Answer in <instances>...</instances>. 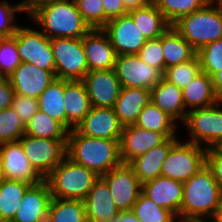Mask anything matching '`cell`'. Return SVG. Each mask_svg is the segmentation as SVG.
Segmentation results:
<instances>
[{
	"label": "cell",
	"mask_w": 222,
	"mask_h": 222,
	"mask_svg": "<svg viewBox=\"0 0 222 222\" xmlns=\"http://www.w3.org/2000/svg\"><path fill=\"white\" fill-rule=\"evenodd\" d=\"M83 47L89 71L115 68L117 54L102 29H91L83 36Z\"/></svg>",
	"instance_id": "ffe728a7"
},
{
	"label": "cell",
	"mask_w": 222,
	"mask_h": 222,
	"mask_svg": "<svg viewBox=\"0 0 222 222\" xmlns=\"http://www.w3.org/2000/svg\"><path fill=\"white\" fill-rule=\"evenodd\" d=\"M3 173H2V165H1V158H0V181L3 179Z\"/></svg>",
	"instance_id": "11a10c76"
},
{
	"label": "cell",
	"mask_w": 222,
	"mask_h": 222,
	"mask_svg": "<svg viewBox=\"0 0 222 222\" xmlns=\"http://www.w3.org/2000/svg\"><path fill=\"white\" fill-rule=\"evenodd\" d=\"M25 129L26 125L11 107L0 111V144L19 141Z\"/></svg>",
	"instance_id": "74e56055"
},
{
	"label": "cell",
	"mask_w": 222,
	"mask_h": 222,
	"mask_svg": "<svg viewBox=\"0 0 222 222\" xmlns=\"http://www.w3.org/2000/svg\"><path fill=\"white\" fill-rule=\"evenodd\" d=\"M21 63L17 41L12 37L0 39V77H8Z\"/></svg>",
	"instance_id": "ab89813d"
},
{
	"label": "cell",
	"mask_w": 222,
	"mask_h": 222,
	"mask_svg": "<svg viewBox=\"0 0 222 222\" xmlns=\"http://www.w3.org/2000/svg\"><path fill=\"white\" fill-rule=\"evenodd\" d=\"M114 222H141L132 212L129 211H120L118 216L114 219Z\"/></svg>",
	"instance_id": "816d5d0a"
},
{
	"label": "cell",
	"mask_w": 222,
	"mask_h": 222,
	"mask_svg": "<svg viewBox=\"0 0 222 222\" xmlns=\"http://www.w3.org/2000/svg\"><path fill=\"white\" fill-rule=\"evenodd\" d=\"M179 222H215L212 218H202V219H187Z\"/></svg>",
	"instance_id": "db71d44e"
},
{
	"label": "cell",
	"mask_w": 222,
	"mask_h": 222,
	"mask_svg": "<svg viewBox=\"0 0 222 222\" xmlns=\"http://www.w3.org/2000/svg\"><path fill=\"white\" fill-rule=\"evenodd\" d=\"M56 79L83 80L89 71L82 38H51Z\"/></svg>",
	"instance_id": "ba28073f"
},
{
	"label": "cell",
	"mask_w": 222,
	"mask_h": 222,
	"mask_svg": "<svg viewBox=\"0 0 222 222\" xmlns=\"http://www.w3.org/2000/svg\"><path fill=\"white\" fill-rule=\"evenodd\" d=\"M128 14L131 16L146 40L159 38L171 27L163 13L153 2L145 7L130 10L128 11Z\"/></svg>",
	"instance_id": "83f0119b"
},
{
	"label": "cell",
	"mask_w": 222,
	"mask_h": 222,
	"mask_svg": "<svg viewBox=\"0 0 222 222\" xmlns=\"http://www.w3.org/2000/svg\"><path fill=\"white\" fill-rule=\"evenodd\" d=\"M151 101V90L138 87H122L114 105L121 124L134 125L142 109Z\"/></svg>",
	"instance_id": "484cf974"
},
{
	"label": "cell",
	"mask_w": 222,
	"mask_h": 222,
	"mask_svg": "<svg viewBox=\"0 0 222 222\" xmlns=\"http://www.w3.org/2000/svg\"><path fill=\"white\" fill-rule=\"evenodd\" d=\"M173 26L198 52L207 44L222 38V5L209 1Z\"/></svg>",
	"instance_id": "277c9868"
},
{
	"label": "cell",
	"mask_w": 222,
	"mask_h": 222,
	"mask_svg": "<svg viewBox=\"0 0 222 222\" xmlns=\"http://www.w3.org/2000/svg\"><path fill=\"white\" fill-rule=\"evenodd\" d=\"M165 69L193 59L197 51L171 26L160 36Z\"/></svg>",
	"instance_id": "f1b7e54d"
},
{
	"label": "cell",
	"mask_w": 222,
	"mask_h": 222,
	"mask_svg": "<svg viewBox=\"0 0 222 222\" xmlns=\"http://www.w3.org/2000/svg\"><path fill=\"white\" fill-rule=\"evenodd\" d=\"M25 134L37 138L67 140L68 131L58 121L38 110L26 125Z\"/></svg>",
	"instance_id": "836d02e7"
},
{
	"label": "cell",
	"mask_w": 222,
	"mask_h": 222,
	"mask_svg": "<svg viewBox=\"0 0 222 222\" xmlns=\"http://www.w3.org/2000/svg\"><path fill=\"white\" fill-rule=\"evenodd\" d=\"M77 10L91 29L104 27V9L102 0H74Z\"/></svg>",
	"instance_id": "60d3db41"
},
{
	"label": "cell",
	"mask_w": 222,
	"mask_h": 222,
	"mask_svg": "<svg viewBox=\"0 0 222 222\" xmlns=\"http://www.w3.org/2000/svg\"><path fill=\"white\" fill-rule=\"evenodd\" d=\"M14 93L38 99L56 79L55 71H48L28 62L20 65L8 76Z\"/></svg>",
	"instance_id": "2e32d148"
},
{
	"label": "cell",
	"mask_w": 222,
	"mask_h": 222,
	"mask_svg": "<svg viewBox=\"0 0 222 222\" xmlns=\"http://www.w3.org/2000/svg\"><path fill=\"white\" fill-rule=\"evenodd\" d=\"M87 222H98V221H87ZM108 222H114V220L113 221H108Z\"/></svg>",
	"instance_id": "6f0895ef"
},
{
	"label": "cell",
	"mask_w": 222,
	"mask_h": 222,
	"mask_svg": "<svg viewBox=\"0 0 222 222\" xmlns=\"http://www.w3.org/2000/svg\"><path fill=\"white\" fill-rule=\"evenodd\" d=\"M179 140V137L167 138L162 144L142 154L128 164L134 170L141 184L161 176L162 164L165 161L170 148Z\"/></svg>",
	"instance_id": "cb8c5ba5"
},
{
	"label": "cell",
	"mask_w": 222,
	"mask_h": 222,
	"mask_svg": "<svg viewBox=\"0 0 222 222\" xmlns=\"http://www.w3.org/2000/svg\"><path fill=\"white\" fill-rule=\"evenodd\" d=\"M221 194L211 170L205 165L183 183V201L179 221L213 218Z\"/></svg>",
	"instance_id": "3957f363"
},
{
	"label": "cell",
	"mask_w": 222,
	"mask_h": 222,
	"mask_svg": "<svg viewBox=\"0 0 222 222\" xmlns=\"http://www.w3.org/2000/svg\"><path fill=\"white\" fill-rule=\"evenodd\" d=\"M131 210L141 222H179L170 210L158 206L142 192Z\"/></svg>",
	"instance_id": "d590c367"
},
{
	"label": "cell",
	"mask_w": 222,
	"mask_h": 222,
	"mask_svg": "<svg viewBox=\"0 0 222 222\" xmlns=\"http://www.w3.org/2000/svg\"><path fill=\"white\" fill-rule=\"evenodd\" d=\"M39 110L65 128L64 80L55 79L39 96Z\"/></svg>",
	"instance_id": "1f68e13d"
},
{
	"label": "cell",
	"mask_w": 222,
	"mask_h": 222,
	"mask_svg": "<svg viewBox=\"0 0 222 222\" xmlns=\"http://www.w3.org/2000/svg\"><path fill=\"white\" fill-rule=\"evenodd\" d=\"M0 158L5 179L23 181L31 185L44 179L24 154L20 141L0 144Z\"/></svg>",
	"instance_id": "5bb4252c"
},
{
	"label": "cell",
	"mask_w": 222,
	"mask_h": 222,
	"mask_svg": "<svg viewBox=\"0 0 222 222\" xmlns=\"http://www.w3.org/2000/svg\"><path fill=\"white\" fill-rule=\"evenodd\" d=\"M65 129L76 128L91 109L83 80H64Z\"/></svg>",
	"instance_id": "603a6c76"
},
{
	"label": "cell",
	"mask_w": 222,
	"mask_h": 222,
	"mask_svg": "<svg viewBox=\"0 0 222 222\" xmlns=\"http://www.w3.org/2000/svg\"><path fill=\"white\" fill-rule=\"evenodd\" d=\"M167 137L160 132L148 131L135 125L125 126L120 138V155L123 163L162 144Z\"/></svg>",
	"instance_id": "d6986e66"
},
{
	"label": "cell",
	"mask_w": 222,
	"mask_h": 222,
	"mask_svg": "<svg viewBox=\"0 0 222 222\" xmlns=\"http://www.w3.org/2000/svg\"><path fill=\"white\" fill-rule=\"evenodd\" d=\"M22 14L20 5L10 3L8 0H0V37H12L19 26L16 15Z\"/></svg>",
	"instance_id": "b9f144b4"
},
{
	"label": "cell",
	"mask_w": 222,
	"mask_h": 222,
	"mask_svg": "<svg viewBox=\"0 0 222 222\" xmlns=\"http://www.w3.org/2000/svg\"><path fill=\"white\" fill-rule=\"evenodd\" d=\"M19 25L13 37L17 41V51L21 62H28L37 67L55 71V60L51 47V39L48 38L36 26Z\"/></svg>",
	"instance_id": "9c48e42d"
},
{
	"label": "cell",
	"mask_w": 222,
	"mask_h": 222,
	"mask_svg": "<svg viewBox=\"0 0 222 222\" xmlns=\"http://www.w3.org/2000/svg\"><path fill=\"white\" fill-rule=\"evenodd\" d=\"M201 71L198 55L189 61L177 64L165 69L163 78L169 83L175 84L183 89L187 86Z\"/></svg>",
	"instance_id": "8d00e7d4"
},
{
	"label": "cell",
	"mask_w": 222,
	"mask_h": 222,
	"mask_svg": "<svg viewBox=\"0 0 222 222\" xmlns=\"http://www.w3.org/2000/svg\"><path fill=\"white\" fill-rule=\"evenodd\" d=\"M66 156L102 176L121 165L120 141L80 134L75 128L68 132Z\"/></svg>",
	"instance_id": "6da1fadb"
},
{
	"label": "cell",
	"mask_w": 222,
	"mask_h": 222,
	"mask_svg": "<svg viewBox=\"0 0 222 222\" xmlns=\"http://www.w3.org/2000/svg\"><path fill=\"white\" fill-rule=\"evenodd\" d=\"M29 18V19H28ZM48 38H82L90 30L74 0H53L27 16Z\"/></svg>",
	"instance_id": "7a4b0ae2"
},
{
	"label": "cell",
	"mask_w": 222,
	"mask_h": 222,
	"mask_svg": "<svg viewBox=\"0 0 222 222\" xmlns=\"http://www.w3.org/2000/svg\"><path fill=\"white\" fill-rule=\"evenodd\" d=\"M53 0H22L19 1V5L23 13L27 16L34 11L37 7L41 6L42 4L52 2Z\"/></svg>",
	"instance_id": "c3c4849f"
},
{
	"label": "cell",
	"mask_w": 222,
	"mask_h": 222,
	"mask_svg": "<svg viewBox=\"0 0 222 222\" xmlns=\"http://www.w3.org/2000/svg\"><path fill=\"white\" fill-rule=\"evenodd\" d=\"M153 2V0H123L124 7L127 11L145 7Z\"/></svg>",
	"instance_id": "f907efd6"
},
{
	"label": "cell",
	"mask_w": 222,
	"mask_h": 222,
	"mask_svg": "<svg viewBox=\"0 0 222 222\" xmlns=\"http://www.w3.org/2000/svg\"><path fill=\"white\" fill-rule=\"evenodd\" d=\"M151 102L176 123H184L188 111L184 106L182 89L175 84L163 78L151 89Z\"/></svg>",
	"instance_id": "d4e9b609"
},
{
	"label": "cell",
	"mask_w": 222,
	"mask_h": 222,
	"mask_svg": "<svg viewBox=\"0 0 222 222\" xmlns=\"http://www.w3.org/2000/svg\"><path fill=\"white\" fill-rule=\"evenodd\" d=\"M210 1H213V2H215V3H219V4L222 5V0H210Z\"/></svg>",
	"instance_id": "9f6ffc18"
},
{
	"label": "cell",
	"mask_w": 222,
	"mask_h": 222,
	"mask_svg": "<svg viewBox=\"0 0 222 222\" xmlns=\"http://www.w3.org/2000/svg\"><path fill=\"white\" fill-rule=\"evenodd\" d=\"M115 73L122 87L151 90L163 79V72L142 61L137 54L117 55Z\"/></svg>",
	"instance_id": "7c38bea8"
},
{
	"label": "cell",
	"mask_w": 222,
	"mask_h": 222,
	"mask_svg": "<svg viewBox=\"0 0 222 222\" xmlns=\"http://www.w3.org/2000/svg\"><path fill=\"white\" fill-rule=\"evenodd\" d=\"M31 184L3 178L0 181V222H11Z\"/></svg>",
	"instance_id": "4dcf8cb0"
},
{
	"label": "cell",
	"mask_w": 222,
	"mask_h": 222,
	"mask_svg": "<svg viewBox=\"0 0 222 222\" xmlns=\"http://www.w3.org/2000/svg\"><path fill=\"white\" fill-rule=\"evenodd\" d=\"M206 166L211 170L222 193V151L219 148L207 149Z\"/></svg>",
	"instance_id": "f6af8a7d"
},
{
	"label": "cell",
	"mask_w": 222,
	"mask_h": 222,
	"mask_svg": "<svg viewBox=\"0 0 222 222\" xmlns=\"http://www.w3.org/2000/svg\"><path fill=\"white\" fill-rule=\"evenodd\" d=\"M102 30L117 55L137 54L147 41L129 14L110 19Z\"/></svg>",
	"instance_id": "4fadbf2b"
},
{
	"label": "cell",
	"mask_w": 222,
	"mask_h": 222,
	"mask_svg": "<svg viewBox=\"0 0 222 222\" xmlns=\"http://www.w3.org/2000/svg\"><path fill=\"white\" fill-rule=\"evenodd\" d=\"M189 138L185 141L199 144L205 149L222 146V101L187 112L182 124Z\"/></svg>",
	"instance_id": "8992f818"
},
{
	"label": "cell",
	"mask_w": 222,
	"mask_h": 222,
	"mask_svg": "<svg viewBox=\"0 0 222 222\" xmlns=\"http://www.w3.org/2000/svg\"><path fill=\"white\" fill-rule=\"evenodd\" d=\"M14 90L8 77H0V111L11 107Z\"/></svg>",
	"instance_id": "7dc6e473"
},
{
	"label": "cell",
	"mask_w": 222,
	"mask_h": 222,
	"mask_svg": "<svg viewBox=\"0 0 222 222\" xmlns=\"http://www.w3.org/2000/svg\"><path fill=\"white\" fill-rule=\"evenodd\" d=\"M138 57L147 65L165 71L164 55L160 37L152 40H147L137 53Z\"/></svg>",
	"instance_id": "7bdbcfd3"
},
{
	"label": "cell",
	"mask_w": 222,
	"mask_h": 222,
	"mask_svg": "<svg viewBox=\"0 0 222 222\" xmlns=\"http://www.w3.org/2000/svg\"><path fill=\"white\" fill-rule=\"evenodd\" d=\"M213 87L219 101H222V68L213 77Z\"/></svg>",
	"instance_id": "681fc988"
},
{
	"label": "cell",
	"mask_w": 222,
	"mask_h": 222,
	"mask_svg": "<svg viewBox=\"0 0 222 222\" xmlns=\"http://www.w3.org/2000/svg\"><path fill=\"white\" fill-rule=\"evenodd\" d=\"M184 106L187 111L210 107L219 102L212 77L200 71L196 77L182 89Z\"/></svg>",
	"instance_id": "4316f807"
},
{
	"label": "cell",
	"mask_w": 222,
	"mask_h": 222,
	"mask_svg": "<svg viewBox=\"0 0 222 222\" xmlns=\"http://www.w3.org/2000/svg\"><path fill=\"white\" fill-rule=\"evenodd\" d=\"M11 108L19 116L22 122L27 125L30 119L39 110L38 99L14 94Z\"/></svg>",
	"instance_id": "ee69618b"
},
{
	"label": "cell",
	"mask_w": 222,
	"mask_h": 222,
	"mask_svg": "<svg viewBox=\"0 0 222 222\" xmlns=\"http://www.w3.org/2000/svg\"><path fill=\"white\" fill-rule=\"evenodd\" d=\"M102 5L104 9V26L110 19L128 14L123 0H102Z\"/></svg>",
	"instance_id": "bcb514c9"
},
{
	"label": "cell",
	"mask_w": 222,
	"mask_h": 222,
	"mask_svg": "<svg viewBox=\"0 0 222 222\" xmlns=\"http://www.w3.org/2000/svg\"><path fill=\"white\" fill-rule=\"evenodd\" d=\"M134 125L148 131L163 133L167 138L179 136V124L151 101L142 109Z\"/></svg>",
	"instance_id": "f546056e"
},
{
	"label": "cell",
	"mask_w": 222,
	"mask_h": 222,
	"mask_svg": "<svg viewBox=\"0 0 222 222\" xmlns=\"http://www.w3.org/2000/svg\"><path fill=\"white\" fill-rule=\"evenodd\" d=\"M87 221H113L119 214L106 181L99 176L83 200Z\"/></svg>",
	"instance_id": "7402d4cb"
},
{
	"label": "cell",
	"mask_w": 222,
	"mask_h": 222,
	"mask_svg": "<svg viewBox=\"0 0 222 222\" xmlns=\"http://www.w3.org/2000/svg\"><path fill=\"white\" fill-rule=\"evenodd\" d=\"M48 222H87L85 205L82 200L59 199L52 197Z\"/></svg>",
	"instance_id": "d6a6232c"
},
{
	"label": "cell",
	"mask_w": 222,
	"mask_h": 222,
	"mask_svg": "<svg viewBox=\"0 0 222 222\" xmlns=\"http://www.w3.org/2000/svg\"><path fill=\"white\" fill-rule=\"evenodd\" d=\"M206 151L199 144L179 139L162 164L161 176L184 183L206 165Z\"/></svg>",
	"instance_id": "52a82bcc"
},
{
	"label": "cell",
	"mask_w": 222,
	"mask_h": 222,
	"mask_svg": "<svg viewBox=\"0 0 222 222\" xmlns=\"http://www.w3.org/2000/svg\"><path fill=\"white\" fill-rule=\"evenodd\" d=\"M107 183L110 194L119 211H129L134 206L142 184L128 163H122L101 176Z\"/></svg>",
	"instance_id": "8fae6325"
},
{
	"label": "cell",
	"mask_w": 222,
	"mask_h": 222,
	"mask_svg": "<svg viewBox=\"0 0 222 222\" xmlns=\"http://www.w3.org/2000/svg\"><path fill=\"white\" fill-rule=\"evenodd\" d=\"M215 222H222V194L220 197L219 205L217 207V211L212 218Z\"/></svg>",
	"instance_id": "f5cc1de1"
},
{
	"label": "cell",
	"mask_w": 222,
	"mask_h": 222,
	"mask_svg": "<svg viewBox=\"0 0 222 222\" xmlns=\"http://www.w3.org/2000/svg\"><path fill=\"white\" fill-rule=\"evenodd\" d=\"M83 82L91 107H114L122 88L114 69L88 71Z\"/></svg>",
	"instance_id": "9a60e30c"
},
{
	"label": "cell",
	"mask_w": 222,
	"mask_h": 222,
	"mask_svg": "<svg viewBox=\"0 0 222 222\" xmlns=\"http://www.w3.org/2000/svg\"><path fill=\"white\" fill-rule=\"evenodd\" d=\"M197 55L201 71L213 77L222 68V38L201 48Z\"/></svg>",
	"instance_id": "f35d334b"
},
{
	"label": "cell",
	"mask_w": 222,
	"mask_h": 222,
	"mask_svg": "<svg viewBox=\"0 0 222 222\" xmlns=\"http://www.w3.org/2000/svg\"><path fill=\"white\" fill-rule=\"evenodd\" d=\"M51 200L52 196L45 179L30 185L11 222H42L46 220Z\"/></svg>",
	"instance_id": "ac0fdd59"
},
{
	"label": "cell",
	"mask_w": 222,
	"mask_h": 222,
	"mask_svg": "<svg viewBox=\"0 0 222 222\" xmlns=\"http://www.w3.org/2000/svg\"><path fill=\"white\" fill-rule=\"evenodd\" d=\"M210 0H153L167 22L173 26L182 17L203 8Z\"/></svg>",
	"instance_id": "e575fe53"
},
{
	"label": "cell",
	"mask_w": 222,
	"mask_h": 222,
	"mask_svg": "<svg viewBox=\"0 0 222 222\" xmlns=\"http://www.w3.org/2000/svg\"><path fill=\"white\" fill-rule=\"evenodd\" d=\"M33 168L45 178L66 156V141L24 134L19 140Z\"/></svg>",
	"instance_id": "30bf717a"
},
{
	"label": "cell",
	"mask_w": 222,
	"mask_h": 222,
	"mask_svg": "<svg viewBox=\"0 0 222 222\" xmlns=\"http://www.w3.org/2000/svg\"><path fill=\"white\" fill-rule=\"evenodd\" d=\"M123 128L114 108L91 107L75 129L85 136L120 141Z\"/></svg>",
	"instance_id": "e0dca14e"
},
{
	"label": "cell",
	"mask_w": 222,
	"mask_h": 222,
	"mask_svg": "<svg viewBox=\"0 0 222 222\" xmlns=\"http://www.w3.org/2000/svg\"><path fill=\"white\" fill-rule=\"evenodd\" d=\"M98 178L94 171L65 156L44 179L52 197L83 201Z\"/></svg>",
	"instance_id": "5b68a950"
},
{
	"label": "cell",
	"mask_w": 222,
	"mask_h": 222,
	"mask_svg": "<svg viewBox=\"0 0 222 222\" xmlns=\"http://www.w3.org/2000/svg\"><path fill=\"white\" fill-rule=\"evenodd\" d=\"M142 193L158 206L170 210L179 220L183 201V183L171 178L158 176L142 184Z\"/></svg>",
	"instance_id": "44dd1931"
}]
</instances>
